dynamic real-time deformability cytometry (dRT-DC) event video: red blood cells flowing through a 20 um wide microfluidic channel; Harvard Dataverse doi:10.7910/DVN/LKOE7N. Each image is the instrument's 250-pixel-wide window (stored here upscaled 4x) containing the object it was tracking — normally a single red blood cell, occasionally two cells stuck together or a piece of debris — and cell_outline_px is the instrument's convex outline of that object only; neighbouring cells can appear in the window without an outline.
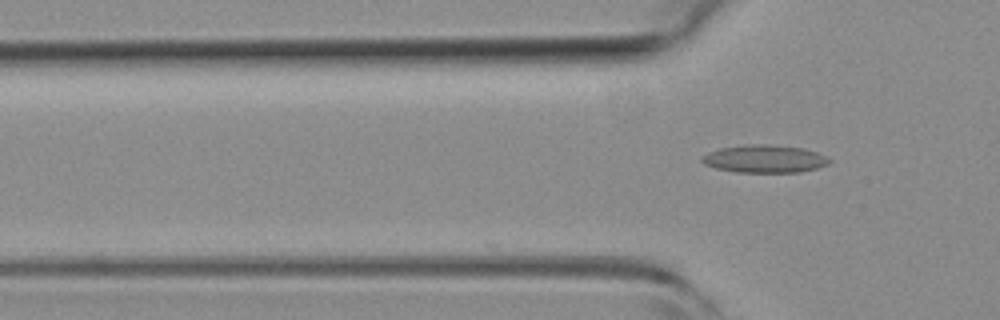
{"species": "common noctule bat (a hibernating species)", "species_latin": "Nyctalus noctula", "temperature_condition": "room temperature", "stored_images_in_passage": 5, "camera_frame_rate_fps": 3000, "um_per_image_px": 0.085, "animal": {"sex": "female", "body_mass_g": 19.3, "forearm_length_mm": 54.1}, "frame": {"image": 1, "passage_image": 5, "time_ms": 1.333, "image_size_px": [1000, 320], "cell_outline_px": [[832, 160], [828, 164], [816, 168], [800, 172], [736, 172], [716, 168], [704, 164], [700, 160], [708, 152], [720, 148], [744, 144], [768, 144], [804, 148], [816, 152]], "centroid_in_image_um": [64.98, 13.49], "position_along_channel_um": 60.8, "area_um2": 20.58}}